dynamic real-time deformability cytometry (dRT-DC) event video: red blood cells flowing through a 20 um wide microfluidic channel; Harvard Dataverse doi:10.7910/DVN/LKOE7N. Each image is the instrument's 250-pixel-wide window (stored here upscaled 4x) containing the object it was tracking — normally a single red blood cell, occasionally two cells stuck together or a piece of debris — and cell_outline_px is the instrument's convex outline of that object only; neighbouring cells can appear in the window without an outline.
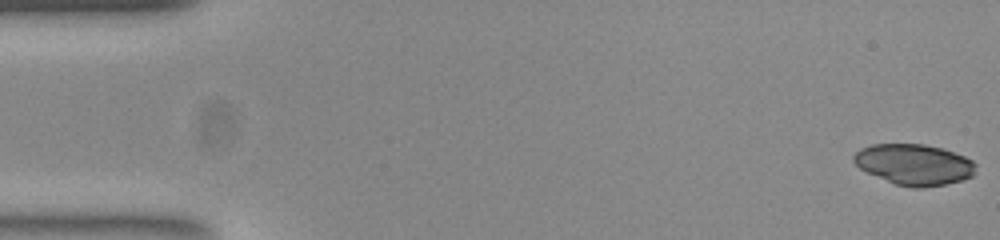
{"species": "common noctule bat (a hibernating species)", "species_latin": "Nyctalus noctula", "temperature_condition": "room temperature", "stored_images_in_passage": 52, "camera_frame_rate_fps": 3000, "um_per_image_px": 0.085, "animal": {"sex": "female", "body_mass_g": 23.0, "forearm_length_mm": 53.4}, "frame": {"image": 1, "passage_image": 1, "time_ms": 0.0, "image_size_px": [1000, 240], "cell_outline_px": [[976, 164], [972, 176], [960, 180], [944, 184], [924, 188], [912, 188], [896, 184], [868, 172], [860, 168], [852, 160], [852, 156], [860, 148], [872, 144], [924, 144], [944, 148], [964, 156], [972, 160]], "centroid_in_image_um": [77.69, 13.97], "position_along_channel_um": 7.3, "area_um2": 28.96}}